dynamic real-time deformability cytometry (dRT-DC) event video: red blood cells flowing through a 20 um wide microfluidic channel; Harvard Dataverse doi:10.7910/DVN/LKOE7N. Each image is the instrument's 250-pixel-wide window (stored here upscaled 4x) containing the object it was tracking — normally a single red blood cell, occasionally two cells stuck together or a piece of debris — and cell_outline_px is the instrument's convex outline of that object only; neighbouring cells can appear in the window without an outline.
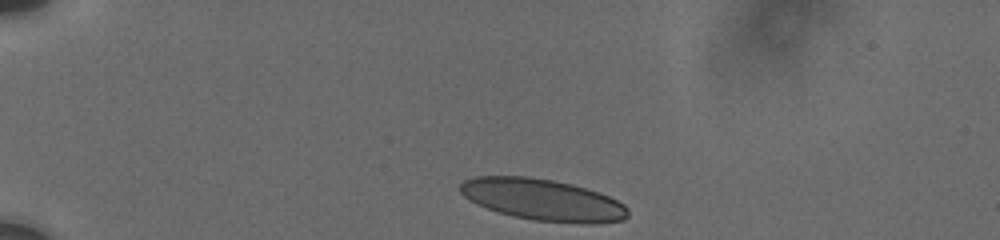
{"species": "human", "species_latin": "Homo sapiens", "temperature_condition": "cold", "stored_images_in_passage": 24, "camera_frame_rate_fps": 3000, "um_per_image_px": 0.085, "donor": {"sex": "male"}, "frame": {"image": 1, "passage_image": 1, "time_ms": 0.0, "image_size_px": [1000, 240], "cell_outline_px": [[628, 216], [624, 220], [596, 224], [584, 224], [532, 220], [500, 212], [476, 204], [464, 196], [460, 192], [460, 184], [464, 180], [476, 176], [528, 176], [552, 180], [572, 184], [608, 196], [624, 204], [628, 208]], "centroid_in_image_um": [46.15, 16.98], "position_along_channel_um": 38.9, "area_um2": 40.52}}
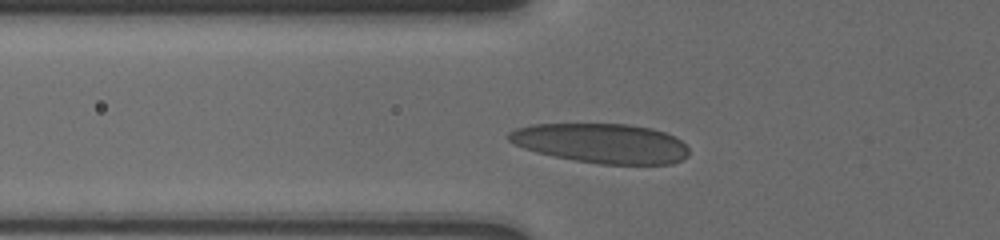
{"frame": {"image": 2, "passage_image": 21, "time_ms": 2.667, "image_size_px": [1000, 240], "cell_outline_px": [[688, 156], [672, 164], [600, 164], [576, 160], [536, 152], [524, 148], [508, 140], [508, 132], [516, 128], [532, 124], [628, 124], [652, 128], [664, 132], [680, 140], [688, 148]], "centroid_in_image_um": [51.12, 12.17], "position_along_channel_um": 74.7, "area_um2": 41.38}}